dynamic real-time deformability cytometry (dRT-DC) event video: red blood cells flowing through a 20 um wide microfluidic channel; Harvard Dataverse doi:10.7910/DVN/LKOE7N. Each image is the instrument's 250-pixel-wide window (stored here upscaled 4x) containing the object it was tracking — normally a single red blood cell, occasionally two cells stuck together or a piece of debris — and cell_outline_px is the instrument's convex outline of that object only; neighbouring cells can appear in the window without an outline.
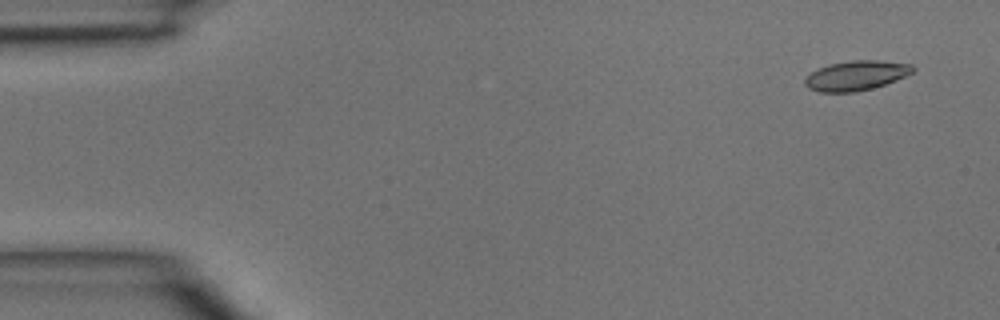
{"species": "common noctule bat (a hibernating species)", "species_latin": "Nyctalus noctula", "temperature_condition": "room temperature", "stored_images_in_passage": 5, "camera_frame_rate_fps": 3000, "um_per_image_px": 0.085, "animal": {"sex": "male", "body_mass_g": 15.6}, "frame": {"image": 1, "passage_image": 1, "time_ms": 0.0, "image_size_px": [1000, 320], "cell_outline_px": [[916, 68], [912, 72], [896, 80], [872, 88], [852, 92], [820, 92], [808, 88], [804, 84], [804, 80], [812, 72], [828, 64], [852, 60], [880, 60], [912, 64]], "centroid_in_image_um": [72.78, 6.41], "position_along_channel_um": 12.2, "area_um2": 18.55}}